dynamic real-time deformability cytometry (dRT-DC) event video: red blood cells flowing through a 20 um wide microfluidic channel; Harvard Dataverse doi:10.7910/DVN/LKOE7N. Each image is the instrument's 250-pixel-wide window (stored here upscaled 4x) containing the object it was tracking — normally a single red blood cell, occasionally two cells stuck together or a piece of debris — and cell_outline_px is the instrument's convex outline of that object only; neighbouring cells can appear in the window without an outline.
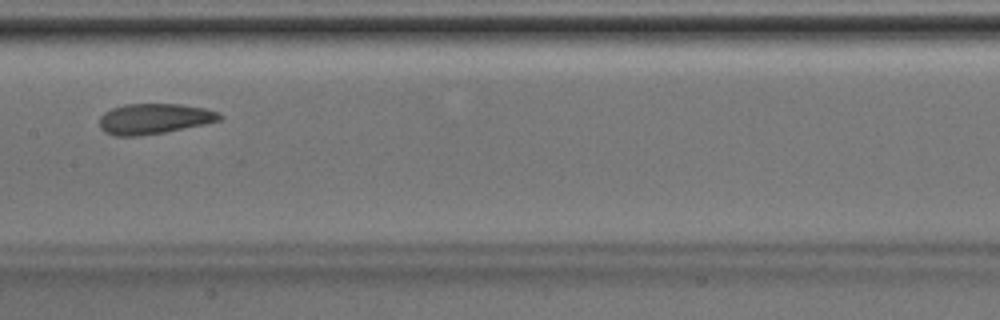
{"species": "Egyptian fruit bat (a non-hibernating species)", "species_latin": "Rousettus aegyptiacus", "temperature_condition": "room temperature", "stored_images_in_passage": 32, "camera_frame_rate_fps": 3000, "um_per_image_px": 0.085, "animal": {"sex": "male"}, "frame": {"image": 1, "passage_image": 10, "time_ms": 3.0, "image_size_px": [1000, 320], "cell_outline_px": [[224, 116], [220, 120], [204, 124], [164, 132], [136, 136], [116, 136], [104, 132], [100, 128], [100, 116], [104, 112], [112, 108], [124, 104], [180, 104], [204, 108], [220, 112]], "centroid_in_image_um": [13.1, 10.09], "position_along_channel_um": 194.3, "area_um2": 21.33}}